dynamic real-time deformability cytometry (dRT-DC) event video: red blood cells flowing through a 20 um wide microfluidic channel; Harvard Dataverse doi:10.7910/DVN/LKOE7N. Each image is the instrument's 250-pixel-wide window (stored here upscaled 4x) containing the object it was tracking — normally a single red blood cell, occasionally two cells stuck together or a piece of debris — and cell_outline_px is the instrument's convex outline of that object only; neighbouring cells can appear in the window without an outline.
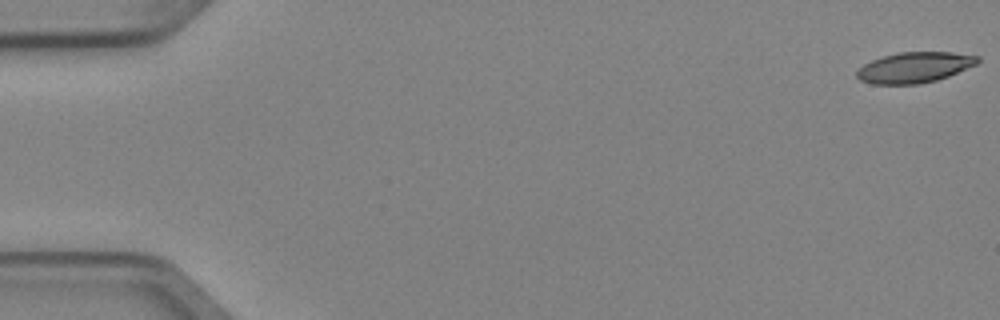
{"species": "Egyptian fruit bat (a non-hibernating species)", "species_latin": "Rousettus aegyptiacus", "temperature_condition": "cold", "stored_images_in_passage": 4, "camera_frame_rate_fps": 3000, "um_per_image_px": 0.085, "animal": {"sex": "female"}, "frame": {"image": 1, "passage_image": 1, "time_ms": 0.0, "image_size_px": [1000, 320], "cell_outline_px": [[980, 60], [976, 64], [948, 76], [936, 80], [920, 84], [872, 84], [860, 80], [856, 76], [856, 72], [864, 64], [872, 60], [884, 56], [900, 52], [952, 52], [980, 56]], "centroid_in_image_um": [77.73, 5.73], "position_along_channel_um": 7.3, "area_um2": 21.44}}